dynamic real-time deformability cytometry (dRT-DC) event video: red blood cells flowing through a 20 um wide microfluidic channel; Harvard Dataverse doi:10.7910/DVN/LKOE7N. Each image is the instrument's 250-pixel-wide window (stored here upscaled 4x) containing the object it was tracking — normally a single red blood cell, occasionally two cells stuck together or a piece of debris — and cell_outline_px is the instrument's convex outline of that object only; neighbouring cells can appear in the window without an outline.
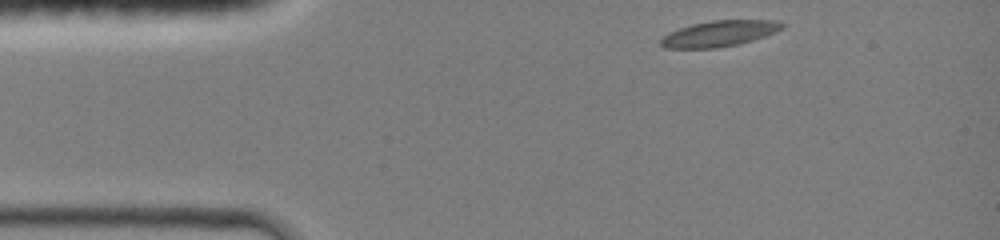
{"species": "common noctule bat (a hibernating species)", "species_latin": "Nyctalus noctula", "temperature_condition": "room temperature", "stored_images_in_passage": 35, "camera_frame_rate_fps": 3000, "um_per_image_px": 0.085, "animal": {"sex": "female", "body_mass_g": 19.0, "forearm_length_mm": 51.5}, "frame": {"image": 1, "passage_image": 1, "time_ms": 0.0, "image_size_px": [1000, 240], "cell_outline_px": [[784, 28], [776, 32], [752, 40], [736, 44], [716, 48], [664, 48], [660, 44], [660, 40], [668, 32], [692, 24], [712, 20], [776, 20], [784, 24]], "centroid_in_image_um": [61.14, 2.85], "position_along_channel_um": 23.9, "area_um2": 18.21}}
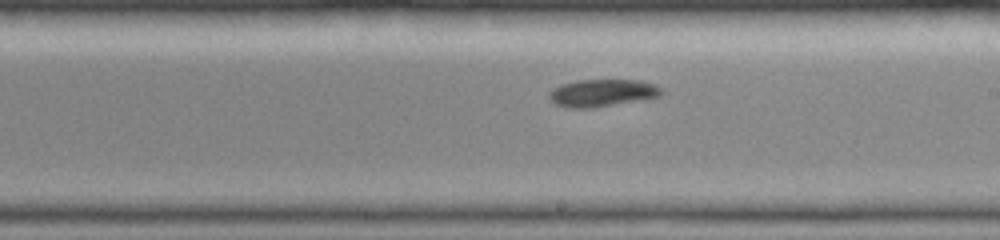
{"frame": {"image": 2, "passage_image": 20, "time_ms": 6.333, "image_size_px": [1000, 240], "cell_outline_px": [[664, 92], [660, 96], [644, 100], [592, 108], [572, 108], [556, 104], [548, 96], [552, 88], [560, 84], [576, 80], [640, 80], [656, 84]], "centroid_in_image_um": [51.22, 7.89], "position_along_channel_um": 237.8, "area_um2": 18.09}}
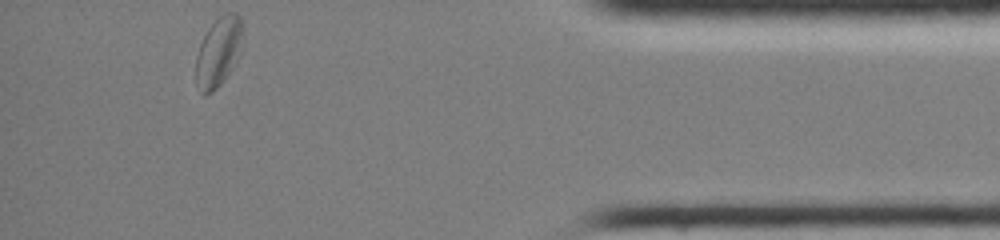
{"frame": {"image": 3, "passage_image": 35, "time_ms": 11.333, "image_size_px": [1000, 240], "cell_outline_px": [[244, 36], [240, 52], [232, 68], [224, 80], [212, 92], [204, 96], [200, 92], [196, 84], [196, 56], [200, 44], [208, 28], [224, 12], [236, 12], [240, 16], [244, 28]], "centroid_in_image_um": [18.59, 4.38], "position_along_channel_um": 416.6, "area_um2": 19.25}}